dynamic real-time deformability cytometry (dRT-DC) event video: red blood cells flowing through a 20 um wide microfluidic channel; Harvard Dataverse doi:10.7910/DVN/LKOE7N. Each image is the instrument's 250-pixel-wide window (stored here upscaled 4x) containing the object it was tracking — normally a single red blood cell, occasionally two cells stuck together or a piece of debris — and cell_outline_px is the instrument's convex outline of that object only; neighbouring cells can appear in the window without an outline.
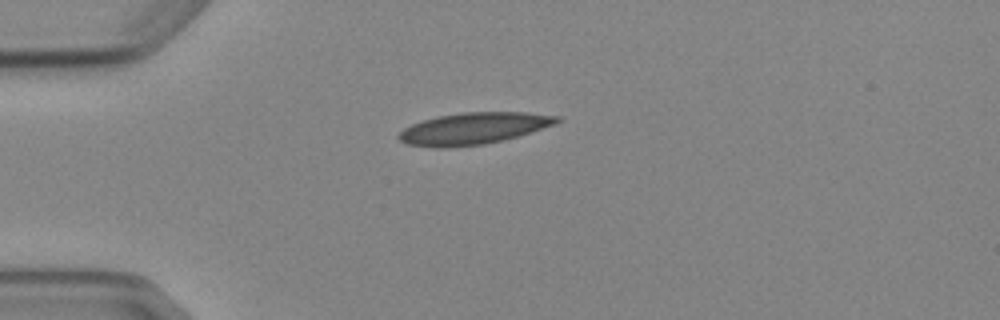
{"species": "Egyptian fruit bat (a non-hibernating species)", "species_latin": "Rousettus aegyptiacus", "temperature_condition": "cold", "stored_images_in_passage": 3, "camera_frame_rate_fps": 3000, "um_per_image_px": 0.085, "animal": {"sex": "female"}, "frame": {"image": 1, "passage_image": 1, "time_ms": 0.0, "image_size_px": [1000, 320], "cell_outline_px": [[564, 120], [556, 124], [504, 140], [484, 144], [444, 148], [436, 148], [408, 144], [400, 140], [396, 136], [404, 128], [412, 124], [436, 116], [464, 112], [528, 112], [560, 116]], "centroid_in_image_um": [40.28, 10.91], "position_along_channel_um": 44.7, "area_um2": 29.3}}
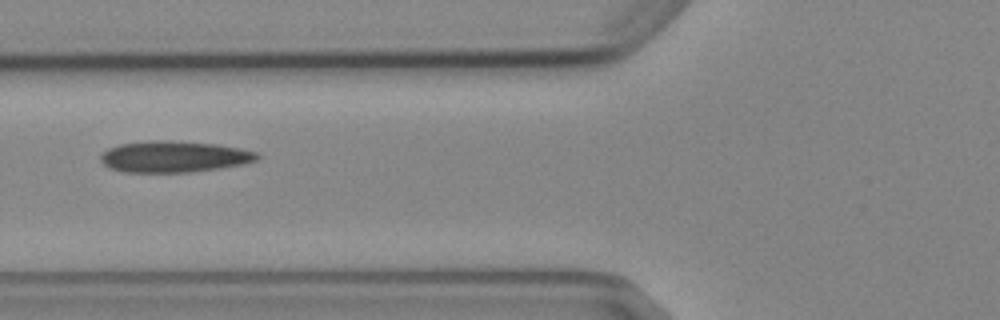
{"frame": {"image": 2, "passage_image": 3, "time_ms": 2.333, "image_size_px": [1000, 320], "cell_outline_px": [[260, 156], [256, 160], [240, 164], [220, 168], [192, 172], [124, 172], [108, 168], [100, 160], [100, 156], [108, 148], [120, 144], [152, 140], [164, 140], [216, 144], [240, 148], [256, 152]], "centroid_in_image_um": [14.75, 13.32], "position_along_channel_um": 111.0, "area_um2": 28.44}}